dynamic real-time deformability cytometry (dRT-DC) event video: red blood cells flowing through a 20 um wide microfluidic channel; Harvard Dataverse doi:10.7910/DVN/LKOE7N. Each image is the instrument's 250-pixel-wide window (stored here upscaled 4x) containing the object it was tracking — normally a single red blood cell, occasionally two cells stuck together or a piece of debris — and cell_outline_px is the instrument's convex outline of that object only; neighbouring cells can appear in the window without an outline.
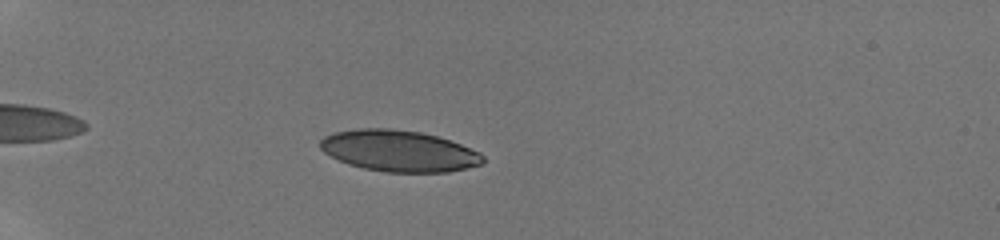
{"species": "human", "species_latin": "Homo sapiens", "temperature_condition": "room temperature", "stored_images_in_passage": 17, "camera_frame_rate_fps": 3000, "um_per_image_px": 0.085, "donor": {"sex": "male"}, "frame": {"image": 1, "passage_image": 4, "time_ms": 1.667, "image_size_px": [1000, 240], "cell_outline_px": [[484, 164], [448, 172], [388, 172], [364, 168], [348, 164], [324, 152], [320, 148], [320, 140], [324, 136], [332, 132], [360, 128], [388, 128], [420, 132], [436, 136], [460, 144], [480, 152], [484, 156]], "centroid_in_image_um": [33.91, 12.82], "position_along_channel_um": 51.1, "area_um2": 39.07}}
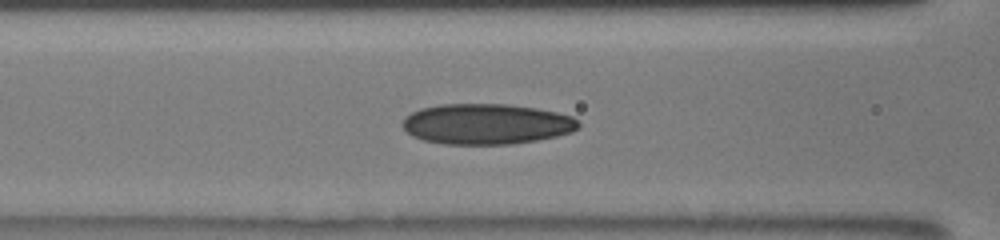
{"frame": {"image": 2, "passage_image": 10, "time_ms": 4.667, "image_size_px": [1000, 240], "cell_outline_px": [[580, 128], [572, 132], [556, 136], [536, 140], [512, 144], [444, 144], [424, 140], [412, 136], [400, 124], [404, 116], [420, 108], [440, 104], [504, 104], [536, 108], [556, 112], [572, 116], [580, 124]], "centroid_in_image_um": [41.32, 10.54], "position_along_channel_um": 125.3, "area_um2": 41.73}}
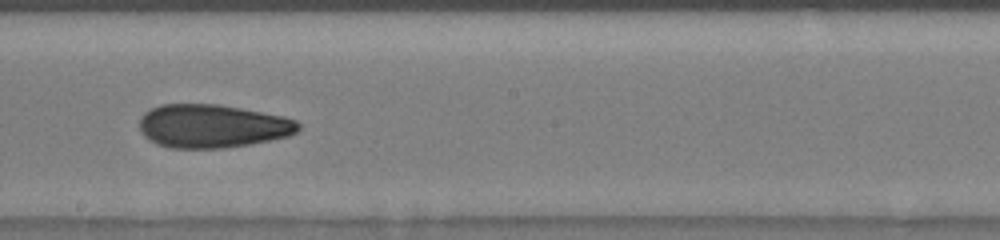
{"frame": {"image": 3, "passage_image": 15, "time_ms": 7.333, "image_size_px": [1000, 240], "cell_outline_px": [[300, 128], [296, 132], [288, 136], [248, 144], [224, 148], [168, 148], [156, 144], [144, 136], [140, 132], [140, 116], [144, 112], [160, 104], [220, 104], [284, 116], [296, 120], [300, 124]], "centroid_in_image_um": [18.02, 10.71], "position_along_channel_um": 230.2, "area_um2": 40.34}}